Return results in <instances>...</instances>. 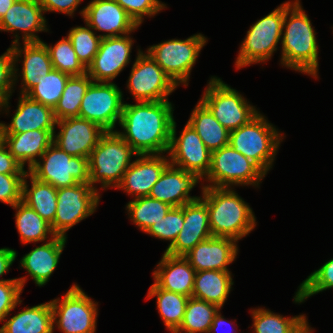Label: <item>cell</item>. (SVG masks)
<instances>
[{
    "instance_id": "51",
    "label": "cell",
    "mask_w": 333,
    "mask_h": 333,
    "mask_svg": "<svg viewBox=\"0 0 333 333\" xmlns=\"http://www.w3.org/2000/svg\"><path fill=\"white\" fill-rule=\"evenodd\" d=\"M226 321L221 314H219V312L215 315L214 319H213V323L210 327L209 333H211L212 331H216V329H218L219 327H221L222 325L226 324Z\"/></svg>"
},
{
    "instance_id": "32",
    "label": "cell",
    "mask_w": 333,
    "mask_h": 333,
    "mask_svg": "<svg viewBox=\"0 0 333 333\" xmlns=\"http://www.w3.org/2000/svg\"><path fill=\"white\" fill-rule=\"evenodd\" d=\"M28 176L32 184L29 190L25 179ZM22 202L34 209L50 225L53 224L57 211V189L54 186L26 173L22 183Z\"/></svg>"
},
{
    "instance_id": "7",
    "label": "cell",
    "mask_w": 333,
    "mask_h": 333,
    "mask_svg": "<svg viewBox=\"0 0 333 333\" xmlns=\"http://www.w3.org/2000/svg\"><path fill=\"white\" fill-rule=\"evenodd\" d=\"M200 101L229 131L247 124L258 114L235 89L216 77L211 78Z\"/></svg>"
},
{
    "instance_id": "25",
    "label": "cell",
    "mask_w": 333,
    "mask_h": 333,
    "mask_svg": "<svg viewBox=\"0 0 333 333\" xmlns=\"http://www.w3.org/2000/svg\"><path fill=\"white\" fill-rule=\"evenodd\" d=\"M154 271L155 283L162 289L192 297L195 269L184 256L164 255Z\"/></svg>"
},
{
    "instance_id": "31",
    "label": "cell",
    "mask_w": 333,
    "mask_h": 333,
    "mask_svg": "<svg viewBox=\"0 0 333 333\" xmlns=\"http://www.w3.org/2000/svg\"><path fill=\"white\" fill-rule=\"evenodd\" d=\"M188 123L211 152L229 145L230 131L217 121L201 101L193 110Z\"/></svg>"
},
{
    "instance_id": "1",
    "label": "cell",
    "mask_w": 333,
    "mask_h": 333,
    "mask_svg": "<svg viewBox=\"0 0 333 333\" xmlns=\"http://www.w3.org/2000/svg\"><path fill=\"white\" fill-rule=\"evenodd\" d=\"M124 104L118 134L138 155L167 152L170 146L173 108L168 100Z\"/></svg>"
},
{
    "instance_id": "14",
    "label": "cell",
    "mask_w": 333,
    "mask_h": 333,
    "mask_svg": "<svg viewBox=\"0 0 333 333\" xmlns=\"http://www.w3.org/2000/svg\"><path fill=\"white\" fill-rule=\"evenodd\" d=\"M177 85L148 55L140 50L128 80V88L138 101H164Z\"/></svg>"
},
{
    "instance_id": "12",
    "label": "cell",
    "mask_w": 333,
    "mask_h": 333,
    "mask_svg": "<svg viewBox=\"0 0 333 333\" xmlns=\"http://www.w3.org/2000/svg\"><path fill=\"white\" fill-rule=\"evenodd\" d=\"M61 300L51 302L53 323L63 333H94L97 305L77 286L73 285ZM60 303V304H59ZM58 317V321H57Z\"/></svg>"
},
{
    "instance_id": "15",
    "label": "cell",
    "mask_w": 333,
    "mask_h": 333,
    "mask_svg": "<svg viewBox=\"0 0 333 333\" xmlns=\"http://www.w3.org/2000/svg\"><path fill=\"white\" fill-rule=\"evenodd\" d=\"M168 151L171 165L179 166L178 168L186 172L194 173L200 179L207 176L210 168L211 151L188 122L179 138H176V123L173 122Z\"/></svg>"
},
{
    "instance_id": "4",
    "label": "cell",
    "mask_w": 333,
    "mask_h": 333,
    "mask_svg": "<svg viewBox=\"0 0 333 333\" xmlns=\"http://www.w3.org/2000/svg\"><path fill=\"white\" fill-rule=\"evenodd\" d=\"M132 155L138 156L117 131H106L88 158L89 184L93 187L101 182L104 189L111 184L117 187L132 164Z\"/></svg>"
},
{
    "instance_id": "33",
    "label": "cell",
    "mask_w": 333,
    "mask_h": 333,
    "mask_svg": "<svg viewBox=\"0 0 333 333\" xmlns=\"http://www.w3.org/2000/svg\"><path fill=\"white\" fill-rule=\"evenodd\" d=\"M157 297V308L165 326L174 333L182 324L189 297L160 288L156 283L149 289L147 298Z\"/></svg>"
},
{
    "instance_id": "8",
    "label": "cell",
    "mask_w": 333,
    "mask_h": 333,
    "mask_svg": "<svg viewBox=\"0 0 333 333\" xmlns=\"http://www.w3.org/2000/svg\"><path fill=\"white\" fill-rule=\"evenodd\" d=\"M205 43L206 38L196 34L185 40L172 39L151 46L147 52L177 86L179 83L186 86L191 69Z\"/></svg>"
},
{
    "instance_id": "27",
    "label": "cell",
    "mask_w": 333,
    "mask_h": 333,
    "mask_svg": "<svg viewBox=\"0 0 333 333\" xmlns=\"http://www.w3.org/2000/svg\"><path fill=\"white\" fill-rule=\"evenodd\" d=\"M66 242L65 237L52 236L51 241L36 247L21 259V267L25 268L36 285L43 286L55 270Z\"/></svg>"
},
{
    "instance_id": "39",
    "label": "cell",
    "mask_w": 333,
    "mask_h": 333,
    "mask_svg": "<svg viewBox=\"0 0 333 333\" xmlns=\"http://www.w3.org/2000/svg\"><path fill=\"white\" fill-rule=\"evenodd\" d=\"M49 53L53 69H57L70 76H79L87 73V68L78 59L71 40L63 38L54 47L42 42Z\"/></svg>"
},
{
    "instance_id": "41",
    "label": "cell",
    "mask_w": 333,
    "mask_h": 333,
    "mask_svg": "<svg viewBox=\"0 0 333 333\" xmlns=\"http://www.w3.org/2000/svg\"><path fill=\"white\" fill-rule=\"evenodd\" d=\"M72 28L68 34L74 51L81 63L88 68L99 50L102 37L95 36L90 26Z\"/></svg>"
},
{
    "instance_id": "21",
    "label": "cell",
    "mask_w": 333,
    "mask_h": 333,
    "mask_svg": "<svg viewBox=\"0 0 333 333\" xmlns=\"http://www.w3.org/2000/svg\"><path fill=\"white\" fill-rule=\"evenodd\" d=\"M200 178L180 168L169 164L158 181L153 185L149 197L167 203L172 207H180L200 199L189 196L190 190L198 183Z\"/></svg>"
},
{
    "instance_id": "23",
    "label": "cell",
    "mask_w": 333,
    "mask_h": 333,
    "mask_svg": "<svg viewBox=\"0 0 333 333\" xmlns=\"http://www.w3.org/2000/svg\"><path fill=\"white\" fill-rule=\"evenodd\" d=\"M42 12L44 11L38 0H16L0 19V30H23L24 43L42 42L34 33L46 30Z\"/></svg>"
},
{
    "instance_id": "42",
    "label": "cell",
    "mask_w": 333,
    "mask_h": 333,
    "mask_svg": "<svg viewBox=\"0 0 333 333\" xmlns=\"http://www.w3.org/2000/svg\"><path fill=\"white\" fill-rule=\"evenodd\" d=\"M329 288H333V259L326 262L303 281L294 297V301L301 303L313 294Z\"/></svg>"
},
{
    "instance_id": "46",
    "label": "cell",
    "mask_w": 333,
    "mask_h": 333,
    "mask_svg": "<svg viewBox=\"0 0 333 333\" xmlns=\"http://www.w3.org/2000/svg\"><path fill=\"white\" fill-rule=\"evenodd\" d=\"M139 26L142 23L143 16H153L165 5L158 0H115Z\"/></svg>"
},
{
    "instance_id": "34",
    "label": "cell",
    "mask_w": 333,
    "mask_h": 333,
    "mask_svg": "<svg viewBox=\"0 0 333 333\" xmlns=\"http://www.w3.org/2000/svg\"><path fill=\"white\" fill-rule=\"evenodd\" d=\"M92 82L87 73L68 78L61 98L53 109L56 121L79 117L82 99Z\"/></svg>"
},
{
    "instance_id": "10",
    "label": "cell",
    "mask_w": 333,
    "mask_h": 333,
    "mask_svg": "<svg viewBox=\"0 0 333 333\" xmlns=\"http://www.w3.org/2000/svg\"><path fill=\"white\" fill-rule=\"evenodd\" d=\"M266 173L253 161L230 145L211 152L207 179L210 187H229L233 184L258 185Z\"/></svg>"
},
{
    "instance_id": "11",
    "label": "cell",
    "mask_w": 333,
    "mask_h": 333,
    "mask_svg": "<svg viewBox=\"0 0 333 333\" xmlns=\"http://www.w3.org/2000/svg\"><path fill=\"white\" fill-rule=\"evenodd\" d=\"M97 189L89 183L57 189V211L51 225L55 236L66 238V231L93 214L99 202Z\"/></svg>"
},
{
    "instance_id": "18",
    "label": "cell",
    "mask_w": 333,
    "mask_h": 333,
    "mask_svg": "<svg viewBox=\"0 0 333 333\" xmlns=\"http://www.w3.org/2000/svg\"><path fill=\"white\" fill-rule=\"evenodd\" d=\"M81 14L86 25L94 30L108 32L99 35L102 38L127 35L138 27L115 0H93L81 11Z\"/></svg>"
},
{
    "instance_id": "13",
    "label": "cell",
    "mask_w": 333,
    "mask_h": 333,
    "mask_svg": "<svg viewBox=\"0 0 333 333\" xmlns=\"http://www.w3.org/2000/svg\"><path fill=\"white\" fill-rule=\"evenodd\" d=\"M122 92L112 82H92L85 93L79 117L96 123L105 131H113L123 111Z\"/></svg>"
},
{
    "instance_id": "5",
    "label": "cell",
    "mask_w": 333,
    "mask_h": 333,
    "mask_svg": "<svg viewBox=\"0 0 333 333\" xmlns=\"http://www.w3.org/2000/svg\"><path fill=\"white\" fill-rule=\"evenodd\" d=\"M277 130L259 113L247 124L229 133V145L256 163L265 173L272 166L280 144Z\"/></svg>"
},
{
    "instance_id": "54",
    "label": "cell",
    "mask_w": 333,
    "mask_h": 333,
    "mask_svg": "<svg viewBox=\"0 0 333 333\" xmlns=\"http://www.w3.org/2000/svg\"><path fill=\"white\" fill-rule=\"evenodd\" d=\"M0 141H1V123H0Z\"/></svg>"
},
{
    "instance_id": "9",
    "label": "cell",
    "mask_w": 333,
    "mask_h": 333,
    "mask_svg": "<svg viewBox=\"0 0 333 333\" xmlns=\"http://www.w3.org/2000/svg\"><path fill=\"white\" fill-rule=\"evenodd\" d=\"M283 22L284 3L252 25L241 45L236 67L240 69L270 59L282 38Z\"/></svg>"
},
{
    "instance_id": "44",
    "label": "cell",
    "mask_w": 333,
    "mask_h": 333,
    "mask_svg": "<svg viewBox=\"0 0 333 333\" xmlns=\"http://www.w3.org/2000/svg\"><path fill=\"white\" fill-rule=\"evenodd\" d=\"M26 278L9 279L0 282V322L22 301L19 299Z\"/></svg>"
},
{
    "instance_id": "30",
    "label": "cell",
    "mask_w": 333,
    "mask_h": 333,
    "mask_svg": "<svg viewBox=\"0 0 333 333\" xmlns=\"http://www.w3.org/2000/svg\"><path fill=\"white\" fill-rule=\"evenodd\" d=\"M232 285L230 271H198L195 274L192 297L216 304L221 308Z\"/></svg>"
},
{
    "instance_id": "47",
    "label": "cell",
    "mask_w": 333,
    "mask_h": 333,
    "mask_svg": "<svg viewBox=\"0 0 333 333\" xmlns=\"http://www.w3.org/2000/svg\"><path fill=\"white\" fill-rule=\"evenodd\" d=\"M26 174L0 173V201L11 206L22 201V183Z\"/></svg>"
},
{
    "instance_id": "36",
    "label": "cell",
    "mask_w": 333,
    "mask_h": 333,
    "mask_svg": "<svg viewBox=\"0 0 333 333\" xmlns=\"http://www.w3.org/2000/svg\"><path fill=\"white\" fill-rule=\"evenodd\" d=\"M16 212V227L20 234L21 242L43 241L47 239V234L55 236L51 225L46 222L34 209L27 206L22 201L12 206Z\"/></svg>"
},
{
    "instance_id": "53",
    "label": "cell",
    "mask_w": 333,
    "mask_h": 333,
    "mask_svg": "<svg viewBox=\"0 0 333 333\" xmlns=\"http://www.w3.org/2000/svg\"><path fill=\"white\" fill-rule=\"evenodd\" d=\"M306 318L290 333H311Z\"/></svg>"
},
{
    "instance_id": "29",
    "label": "cell",
    "mask_w": 333,
    "mask_h": 333,
    "mask_svg": "<svg viewBox=\"0 0 333 333\" xmlns=\"http://www.w3.org/2000/svg\"><path fill=\"white\" fill-rule=\"evenodd\" d=\"M54 329L51 302L25 308L0 328V333H52Z\"/></svg>"
},
{
    "instance_id": "43",
    "label": "cell",
    "mask_w": 333,
    "mask_h": 333,
    "mask_svg": "<svg viewBox=\"0 0 333 333\" xmlns=\"http://www.w3.org/2000/svg\"><path fill=\"white\" fill-rule=\"evenodd\" d=\"M184 224V205L172 207L164 218L151 225L146 233L159 239L170 240L168 248L173 245Z\"/></svg>"
},
{
    "instance_id": "28",
    "label": "cell",
    "mask_w": 333,
    "mask_h": 333,
    "mask_svg": "<svg viewBox=\"0 0 333 333\" xmlns=\"http://www.w3.org/2000/svg\"><path fill=\"white\" fill-rule=\"evenodd\" d=\"M15 40L12 44L14 52V61H18V57L24 51L23 61V89L22 94L26 95L35 85H37L38 77H45L53 70V65L49 57L48 50L42 42L24 43V50L18 48V36L15 35ZM18 45V46H17ZM17 59V60H16Z\"/></svg>"
},
{
    "instance_id": "3",
    "label": "cell",
    "mask_w": 333,
    "mask_h": 333,
    "mask_svg": "<svg viewBox=\"0 0 333 333\" xmlns=\"http://www.w3.org/2000/svg\"><path fill=\"white\" fill-rule=\"evenodd\" d=\"M212 236L241 239L254 229L255 216L252 209L229 187L203 188Z\"/></svg>"
},
{
    "instance_id": "35",
    "label": "cell",
    "mask_w": 333,
    "mask_h": 333,
    "mask_svg": "<svg viewBox=\"0 0 333 333\" xmlns=\"http://www.w3.org/2000/svg\"><path fill=\"white\" fill-rule=\"evenodd\" d=\"M221 308L216 304L195 297H189L184 318L174 333H209L215 315Z\"/></svg>"
},
{
    "instance_id": "45",
    "label": "cell",
    "mask_w": 333,
    "mask_h": 333,
    "mask_svg": "<svg viewBox=\"0 0 333 333\" xmlns=\"http://www.w3.org/2000/svg\"><path fill=\"white\" fill-rule=\"evenodd\" d=\"M14 52L12 46L0 56V107H8V100L11 96V87L16 79L14 67ZM15 77V78H14Z\"/></svg>"
},
{
    "instance_id": "38",
    "label": "cell",
    "mask_w": 333,
    "mask_h": 333,
    "mask_svg": "<svg viewBox=\"0 0 333 333\" xmlns=\"http://www.w3.org/2000/svg\"><path fill=\"white\" fill-rule=\"evenodd\" d=\"M70 75L53 69L47 76L37 78L35 85L26 95L43 105L55 108L64 91L65 84Z\"/></svg>"
},
{
    "instance_id": "40",
    "label": "cell",
    "mask_w": 333,
    "mask_h": 333,
    "mask_svg": "<svg viewBox=\"0 0 333 333\" xmlns=\"http://www.w3.org/2000/svg\"><path fill=\"white\" fill-rule=\"evenodd\" d=\"M252 316L255 333H290L306 318L304 315L285 318L262 308L253 310Z\"/></svg>"
},
{
    "instance_id": "49",
    "label": "cell",
    "mask_w": 333,
    "mask_h": 333,
    "mask_svg": "<svg viewBox=\"0 0 333 333\" xmlns=\"http://www.w3.org/2000/svg\"><path fill=\"white\" fill-rule=\"evenodd\" d=\"M43 11H59L72 15L81 0H38Z\"/></svg>"
},
{
    "instance_id": "6",
    "label": "cell",
    "mask_w": 333,
    "mask_h": 333,
    "mask_svg": "<svg viewBox=\"0 0 333 333\" xmlns=\"http://www.w3.org/2000/svg\"><path fill=\"white\" fill-rule=\"evenodd\" d=\"M35 162L29 173L39 181L49 183L56 189L89 183L88 158L75 157L61 150L52 143Z\"/></svg>"
},
{
    "instance_id": "22",
    "label": "cell",
    "mask_w": 333,
    "mask_h": 333,
    "mask_svg": "<svg viewBox=\"0 0 333 333\" xmlns=\"http://www.w3.org/2000/svg\"><path fill=\"white\" fill-rule=\"evenodd\" d=\"M133 161L116 188H123L136 197L149 196L153 185L158 181L164 169L170 164L159 154L138 155Z\"/></svg>"
},
{
    "instance_id": "50",
    "label": "cell",
    "mask_w": 333,
    "mask_h": 333,
    "mask_svg": "<svg viewBox=\"0 0 333 333\" xmlns=\"http://www.w3.org/2000/svg\"><path fill=\"white\" fill-rule=\"evenodd\" d=\"M17 257L16 251L9 248H1L0 249V276H2L5 272H7ZM9 281V280H0Z\"/></svg>"
},
{
    "instance_id": "19",
    "label": "cell",
    "mask_w": 333,
    "mask_h": 333,
    "mask_svg": "<svg viewBox=\"0 0 333 333\" xmlns=\"http://www.w3.org/2000/svg\"><path fill=\"white\" fill-rule=\"evenodd\" d=\"M212 236L206 204L198 199L184 205V224L172 246L166 253L185 256L198 243Z\"/></svg>"
},
{
    "instance_id": "24",
    "label": "cell",
    "mask_w": 333,
    "mask_h": 333,
    "mask_svg": "<svg viewBox=\"0 0 333 333\" xmlns=\"http://www.w3.org/2000/svg\"><path fill=\"white\" fill-rule=\"evenodd\" d=\"M55 125L53 108L22 94L11 123L8 126L1 123V134H17L30 130H54Z\"/></svg>"
},
{
    "instance_id": "48",
    "label": "cell",
    "mask_w": 333,
    "mask_h": 333,
    "mask_svg": "<svg viewBox=\"0 0 333 333\" xmlns=\"http://www.w3.org/2000/svg\"><path fill=\"white\" fill-rule=\"evenodd\" d=\"M7 147L0 141V173L1 174H26L22 165L12 156Z\"/></svg>"
},
{
    "instance_id": "16",
    "label": "cell",
    "mask_w": 333,
    "mask_h": 333,
    "mask_svg": "<svg viewBox=\"0 0 333 333\" xmlns=\"http://www.w3.org/2000/svg\"><path fill=\"white\" fill-rule=\"evenodd\" d=\"M61 130L54 134L53 143L67 154L89 158L91 151L106 132L99 125L80 117L56 121Z\"/></svg>"
},
{
    "instance_id": "37",
    "label": "cell",
    "mask_w": 333,
    "mask_h": 333,
    "mask_svg": "<svg viewBox=\"0 0 333 333\" xmlns=\"http://www.w3.org/2000/svg\"><path fill=\"white\" fill-rule=\"evenodd\" d=\"M171 208L167 203L149 196L137 197L127 205L131 220L144 232L164 218Z\"/></svg>"
},
{
    "instance_id": "52",
    "label": "cell",
    "mask_w": 333,
    "mask_h": 333,
    "mask_svg": "<svg viewBox=\"0 0 333 333\" xmlns=\"http://www.w3.org/2000/svg\"><path fill=\"white\" fill-rule=\"evenodd\" d=\"M15 1L16 0H0V19L6 14Z\"/></svg>"
},
{
    "instance_id": "2",
    "label": "cell",
    "mask_w": 333,
    "mask_h": 333,
    "mask_svg": "<svg viewBox=\"0 0 333 333\" xmlns=\"http://www.w3.org/2000/svg\"><path fill=\"white\" fill-rule=\"evenodd\" d=\"M289 14L290 17L287 18ZM287 19H289L288 22ZM284 28L281 43L282 64L316 77L318 70L316 33L308 16L301 8L299 0L294 3H284Z\"/></svg>"
},
{
    "instance_id": "17",
    "label": "cell",
    "mask_w": 333,
    "mask_h": 333,
    "mask_svg": "<svg viewBox=\"0 0 333 333\" xmlns=\"http://www.w3.org/2000/svg\"><path fill=\"white\" fill-rule=\"evenodd\" d=\"M132 39L127 36L104 37L87 74L95 82H110L129 63Z\"/></svg>"
},
{
    "instance_id": "26",
    "label": "cell",
    "mask_w": 333,
    "mask_h": 333,
    "mask_svg": "<svg viewBox=\"0 0 333 333\" xmlns=\"http://www.w3.org/2000/svg\"><path fill=\"white\" fill-rule=\"evenodd\" d=\"M54 133V130H30L17 134H1V141L23 168L28 162L30 169L37 161L35 157H41L53 143Z\"/></svg>"
},
{
    "instance_id": "20",
    "label": "cell",
    "mask_w": 333,
    "mask_h": 333,
    "mask_svg": "<svg viewBox=\"0 0 333 333\" xmlns=\"http://www.w3.org/2000/svg\"><path fill=\"white\" fill-rule=\"evenodd\" d=\"M236 240L228 237L211 236L198 243L184 257L198 271H229L227 265L237 255Z\"/></svg>"
}]
</instances>
